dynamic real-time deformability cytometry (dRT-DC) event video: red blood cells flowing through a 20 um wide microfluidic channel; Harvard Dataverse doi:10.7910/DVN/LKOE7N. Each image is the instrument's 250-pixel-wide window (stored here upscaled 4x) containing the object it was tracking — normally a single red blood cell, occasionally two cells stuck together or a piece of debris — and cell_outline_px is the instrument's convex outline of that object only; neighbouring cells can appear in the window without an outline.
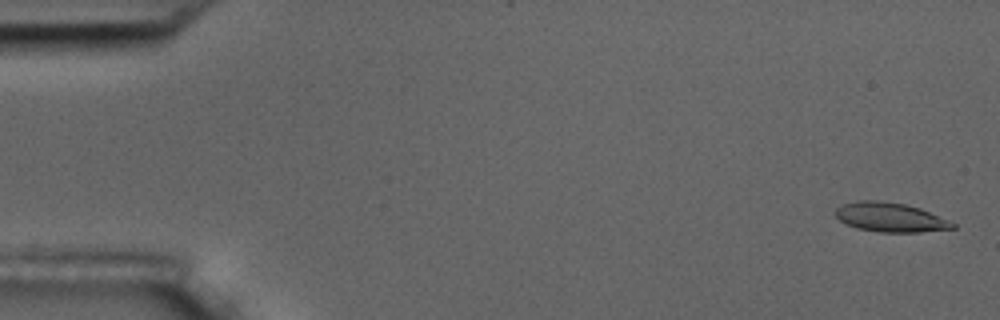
{"species": "common noctule bat (a hibernating species)", "species_latin": "Nyctalus noctula", "temperature_condition": "room temperature", "stored_images_in_passage": 5, "camera_frame_rate_fps": 3000, "um_per_image_px": 0.085, "animal": {"sex": "male", "body_mass_g": 17.5, "forearm_length_mm": 52.3}, "frame": {"image": 1, "passage_image": 1, "time_ms": 0.0, "image_size_px": [1000, 320], "cell_outline_px": [[956, 228], [920, 232], [880, 232], [856, 228], [840, 220], [836, 216], [836, 208], [844, 204], [856, 200], [876, 200], [904, 204], [920, 208], [948, 220], [956, 224]], "centroid_in_image_um": [75.68, 18.47], "position_along_channel_um": 9.3, "area_um2": 19.83}}
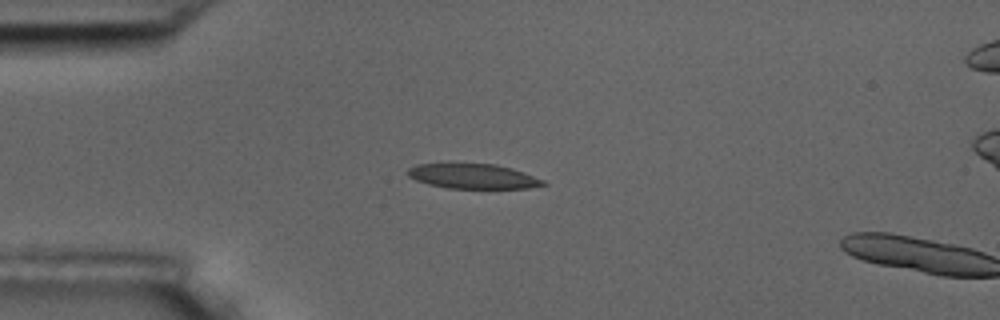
{"frame": {"image": 2, "passage_image": 4, "time_ms": 4.333, "image_size_px": [1000, 320], "cell_outline_px": [[548, 184], [528, 188], [448, 188], [428, 184], [416, 180], [408, 176], [408, 168], [416, 164], [496, 164], [512, 168], [524, 172], [544, 180]], "centroid_in_image_um": [40.23, 14.98], "position_along_channel_um": 44.8, "area_um2": 19.48}}